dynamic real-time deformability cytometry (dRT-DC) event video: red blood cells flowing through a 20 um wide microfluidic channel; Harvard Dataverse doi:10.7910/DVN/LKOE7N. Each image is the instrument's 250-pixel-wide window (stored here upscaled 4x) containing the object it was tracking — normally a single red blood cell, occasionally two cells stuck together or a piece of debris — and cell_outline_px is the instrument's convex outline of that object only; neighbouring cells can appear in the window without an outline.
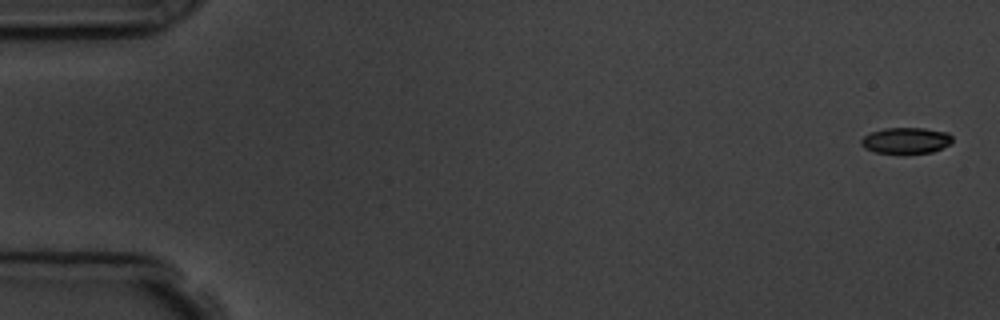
{"species": "common noctule bat (a hibernating species)", "species_latin": "Nyctalus noctula", "temperature_condition": "room temperature", "stored_images_in_passage": 6, "camera_frame_rate_fps": 3000, "um_per_image_px": 0.085, "animal": {"sex": "male", "body_mass_g": 19.5, "forearm_length_mm": 54.6}, "frame": {"image": 1, "passage_image": 1, "time_ms": 0.0, "image_size_px": [1000, 320], "cell_outline_px": [[952, 144], [932, 152], [900, 156], [872, 152], [864, 148], [860, 144], [860, 140], [864, 136], [872, 132], [884, 128], [924, 128], [948, 132], [952, 136]], "centroid_in_image_um": [76.99, 11.99], "position_along_channel_um": 8.0, "area_um2": 14.62}}
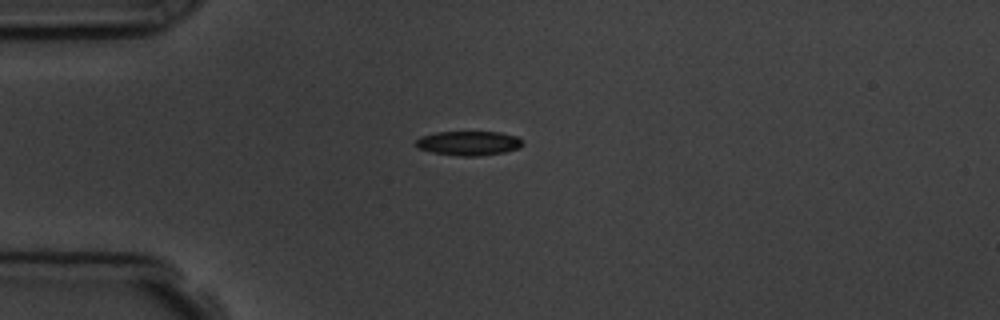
{"frame": {"image": 2, "passage_image": 4, "time_ms": 4.333, "image_size_px": [1000, 320], "cell_outline_px": [[524, 144], [520, 148], [504, 152], [476, 156], [460, 156], [432, 152], [416, 148], [416, 140], [420, 136], [436, 132], [500, 132], [516, 136], [524, 140]], "centroid_in_image_um": [39.85, 12.17], "position_along_channel_um": 45.2, "area_um2": 15.26}}